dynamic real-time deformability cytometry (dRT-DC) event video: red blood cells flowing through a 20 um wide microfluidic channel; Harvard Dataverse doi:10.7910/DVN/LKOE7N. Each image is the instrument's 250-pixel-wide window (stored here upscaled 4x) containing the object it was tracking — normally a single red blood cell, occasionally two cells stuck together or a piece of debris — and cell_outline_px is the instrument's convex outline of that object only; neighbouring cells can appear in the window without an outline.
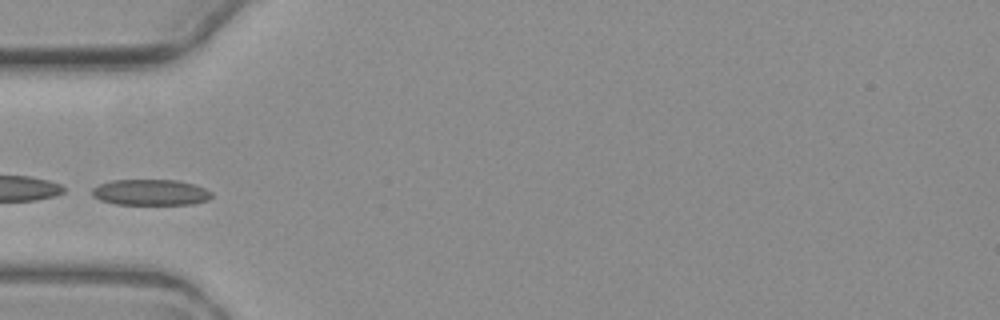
{"species": "common noctule bat (a hibernating species)", "species_latin": "Nyctalus noctula", "temperature_condition": "warm", "stored_images_in_passage": 2, "camera_frame_rate_fps": 3000, "um_per_image_px": 0.085, "animal": {"sex": "female", "body_mass_g": 19.3, "forearm_length_mm": 54.1}, "frame": {"image": 1, "passage_image": 2, "time_ms": 1.333, "image_size_px": [1000, 320], "cell_outline_px": [[212, 196], [208, 200], [192, 204], [116, 204], [100, 200], [92, 196], [92, 188], [100, 184], [112, 180], [176, 180], [192, 184], [204, 188], [212, 192]], "centroid_in_image_um": [12.79, 16.35], "position_along_channel_um": 72.2, "area_um2": 17.98}}